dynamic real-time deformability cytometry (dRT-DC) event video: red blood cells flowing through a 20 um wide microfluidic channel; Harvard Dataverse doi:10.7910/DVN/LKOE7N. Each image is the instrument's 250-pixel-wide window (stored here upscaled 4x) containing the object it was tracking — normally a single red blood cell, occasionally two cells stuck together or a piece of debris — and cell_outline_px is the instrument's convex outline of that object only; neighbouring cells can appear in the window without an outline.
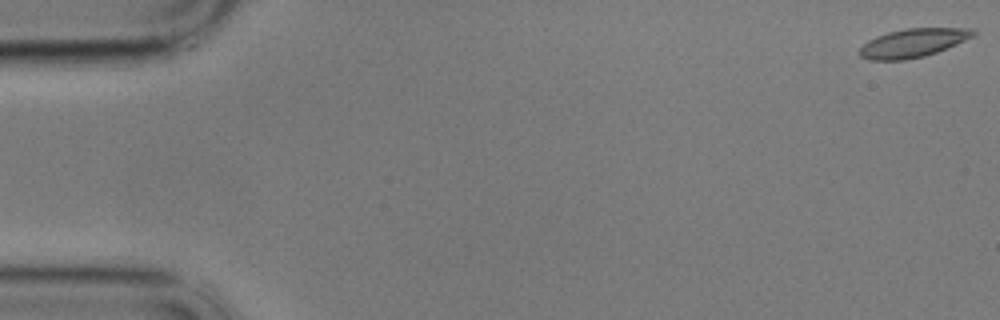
{"species": "common noctule bat (a hibernating species)", "species_latin": "Nyctalus noctula", "temperature_condition": "cold", "stored_images_in_passage": 17, "camera_frame_rate_fps": 3000, "um_per_image_px": 0.085, "animal": {"sex": "male", "body_mass_g": 17.9}, "frame": {"image": 1, "passage_image": 1, "time_ms": 0.0, "image_size_px": [1000, 320], "cell_outline_px": [[976, 36], [936, 52], [924, 56], [904, 60], [868, 60], [860, 56], [860, 48], [868, 40], [876, 36], [888, 32], [904, 28], [972, 28], [976, 32]], "centroid_in_image_um": [77.61, 3.64], "position_along_channel_um": 7.4, "area_um2": 18.96}}
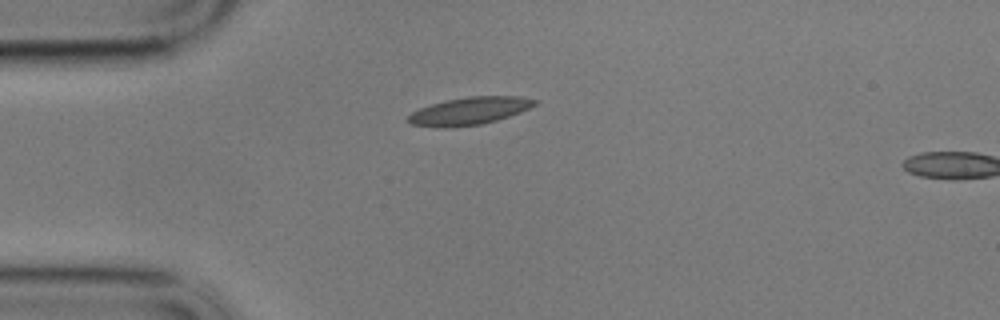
{"frame": {"image": 2, "passage_image": 15, "time_ms": 4.667, "image_size_px": [1000, 320], "cell_outline_px": [[540, 100], [536, 104], [520, 112], [496, 120], [480, 124], [452, 128], [440, 128], [408, 124], [408, 116], [412, 112], [420, 108], [432, 104], [448, 100], [468, 96], [516, 96]], "centroid_in_image_um": [39.87, 9.44], "position_along_channel_um": 45.1, "area_um2": 20.29}}